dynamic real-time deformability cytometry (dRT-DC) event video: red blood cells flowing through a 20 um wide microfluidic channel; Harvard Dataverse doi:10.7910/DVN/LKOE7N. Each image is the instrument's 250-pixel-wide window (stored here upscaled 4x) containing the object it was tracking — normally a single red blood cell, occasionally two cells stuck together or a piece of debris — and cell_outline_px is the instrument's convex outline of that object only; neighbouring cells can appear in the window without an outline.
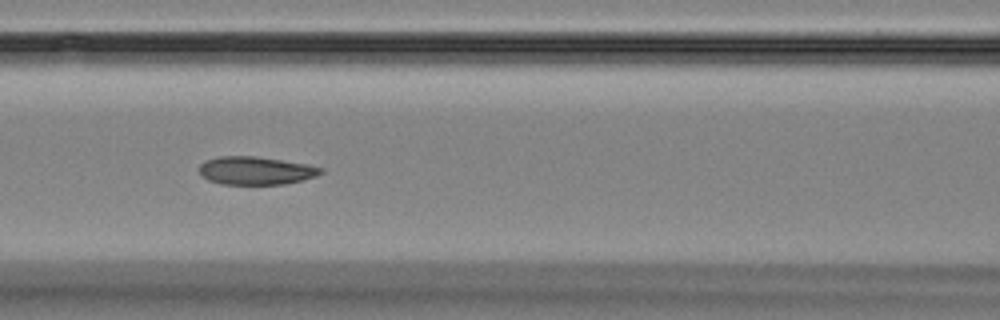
{"species": "Egyptian fruit bat (a non-hibernating species)", "species_latin": "Rousettus aegyptiacus", "temperature_condition": "room temperature", "stored_images_in_passage": 12, "camera_frame_rate_fps": 3000, "um_per_image_px": 0.085, "animal": {"sex": "female"}, "frame": {"image": 1, "passage_image": 6, "time_ms": 6.667, "image_size_px": [1000, 320], "cell_outline_px": [[324, 172], [316, 176], [284, 184], [220, 184], [208, 180], [200, 176], [200, 164], [204, 160], [220, 156], [252, 156], [308, 164], [324, 168]], "centroid_in_image_um": [21.72, 14.5], "position_along_channel_um": 144.9, "area_um2": 19.88}}
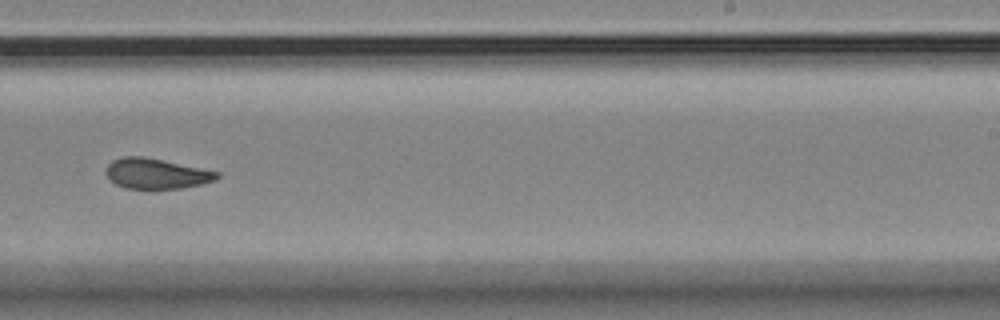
{"frame": {"image": 2, "passage_image": 9, "time_ms": 10.333, "image_size_px": [1000, 320], "cell_outline_px": [[220, 176], [216, 180], [200, 184], [180, 188], [152, 192], [124, 188], [108, 180], [104, 172], [108, 164], [112, 160], [124, 156], [144, 156], [220, 172]], "centroid_in_image_um": [13.23, 14.8], "position_along_channel_um": 275.8, "area_um2": 20.46}}
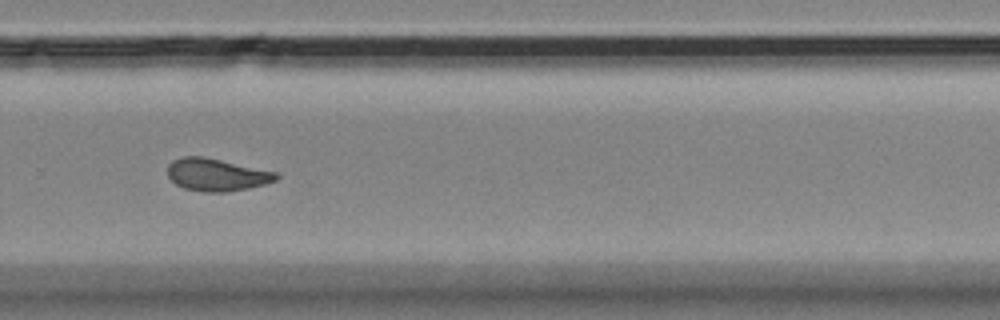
{"frame": {"image": 3, "passage_image": 10, "time_ms": 11.333, "image_size_px": [1000, 320], "cell_outline_px": [[280, 176], [276, 180], [264, 184], [248, 188], [224, 192], [204, 192], [184, 188], [176, 184], [168, 176], [168, 164], [172, 160], [184, 156], [200, 156], [220, 160], [276, 172]], "centroid_in_image_um": [18.39, 14.85], "position_along_channel_um": 311.4, "area_um2": 20.29}, "authors_computed_cell_mechanics": {"area_um2": 20.3745, "velocity_mm_per_s": 3.5907, "shape_relaxation_time_tau1_ms": 6.0185, "shape_relaxation_time_tau2_ms": 2.0667, "deformation_change_tau1": 0.1117, "deformation_change_tau2": 0.0573}}